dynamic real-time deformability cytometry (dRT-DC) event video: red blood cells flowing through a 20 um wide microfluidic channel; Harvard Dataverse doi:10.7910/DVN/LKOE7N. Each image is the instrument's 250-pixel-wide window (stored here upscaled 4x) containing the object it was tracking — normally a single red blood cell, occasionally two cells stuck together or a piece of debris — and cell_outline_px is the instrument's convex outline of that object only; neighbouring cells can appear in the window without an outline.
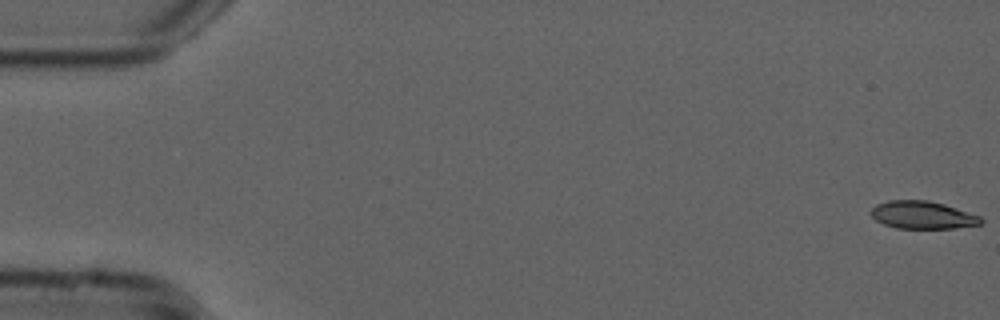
{"species": "common noctule bat (a hibernating species)", "species_latin": "Nyctalus noctula", "temperature_condition": "cold", "stored_images_in_passage": 54, "camera_frame_rate_fps": 3000, "um_per_image_px": 0.085, "animal": {"sex": "male", "forearm_length_mm": 52.5}, "frame": {"image": 1, "passage_image": 1, "time_ms": 0.0, "image_size_px": [1000, 320], "cell_outline_px": [[984, 220], [980, 224], [952, 228], [896, 228], [884, 224], [876, 220], [868, 212], [876, 204], [888, 200], [928, 200], [944, 204], [980, 216]], "centroid_in_image_um": [78.38, 18.27], "position_along_channel_um": 6.6, "area_um2": 17.69}}
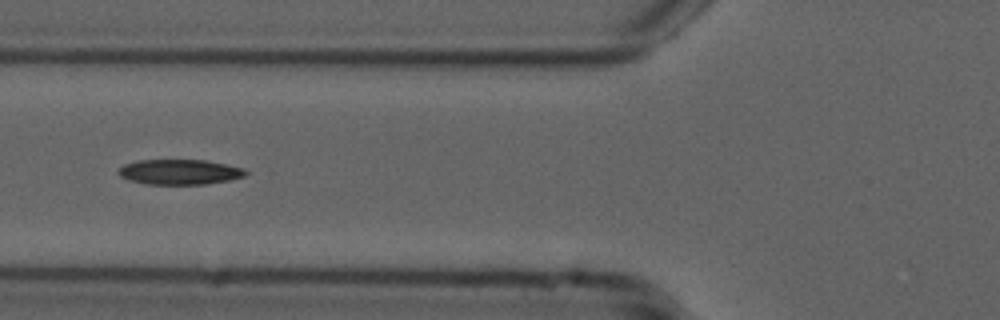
{"frame": {"image": 2, "passage_image": 21, "time_ms": 6.667, "image_size_px": [1000, 320], "cell_outline_px": [[248, 172], [244, 176], [228, 180], [204, 184], [148, 184], [128, 180], [120, 176], [116, 172], [124, 164], [140, 160], [204, 160], [228, 164], [244, 168]], "centroid_in_image_um": [15.26, 14.61], "position_along_channel_um": 110.5, "area_um2": 18.61}}
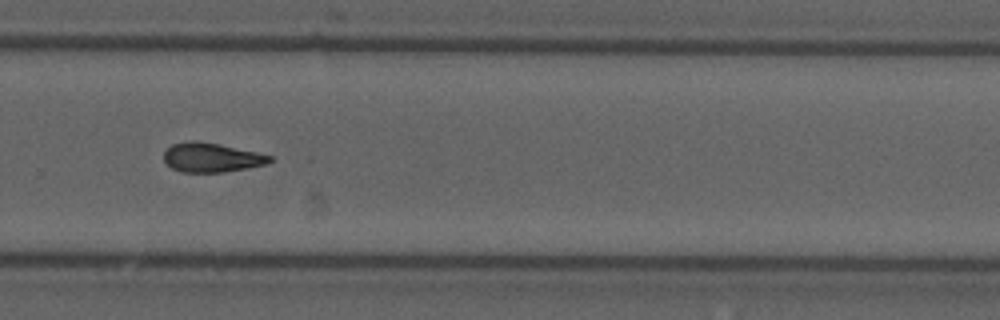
{"frame": {"image": 3, "passage_image": 37, "time_ms": 12.0, "image_size_px": [1000, 320], "cell_outline_px": [[272, 160], [264, 164], [224, 172], [180, 172], [172, 168], [164, 160], [164, 152], [172, 144], [188, 140], [196, 140], [220, 144], [256, 152], [272, 156]], "centroid_in_image_um": [17.93, 13.37], "position_along_channel_um": 311.9, "area_um2": 17.92}}